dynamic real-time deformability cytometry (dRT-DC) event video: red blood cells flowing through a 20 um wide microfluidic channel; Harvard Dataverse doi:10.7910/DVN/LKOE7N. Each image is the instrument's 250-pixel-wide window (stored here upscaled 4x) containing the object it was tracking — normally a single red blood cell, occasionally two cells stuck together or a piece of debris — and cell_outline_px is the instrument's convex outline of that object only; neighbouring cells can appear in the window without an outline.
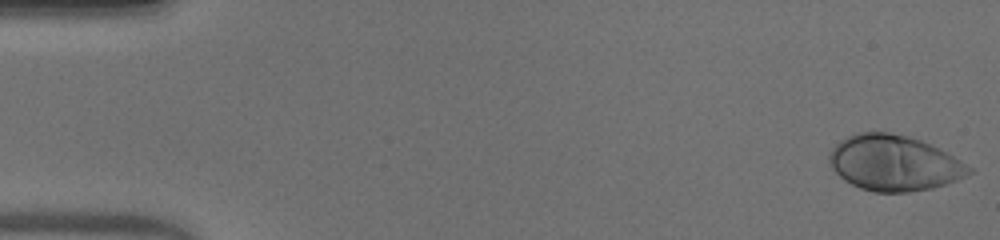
{"species": "human", "species_latin": "Homo sapiens", "temperature_condition": "warm", "stored_images_in_passage": 52, "camera_frame_rate_fps": 3000, "um_per_image_px": 0.085, "donor": {"sex": "male"}, "frame": {"image": 1, "passage_image": 1, "time_ms": 0.0, "image_size_px": [1000, 240], "cell_outline_px": [[976, 172], [968, 176], [948, 184], [932, 188], [908, 192], [876, 192], [860, 188], [844, 180], [832, 168], [828, 160], [828, 156], [832, 148], [840, 140], [856, 132], [888, 132], [908, 136], [932, 144], [960, 160], [972, 168]], "centroid_in_image_um": [76.02, 13.86], "position_along_channel_um": 9.0, "area_um2": 45.49}}
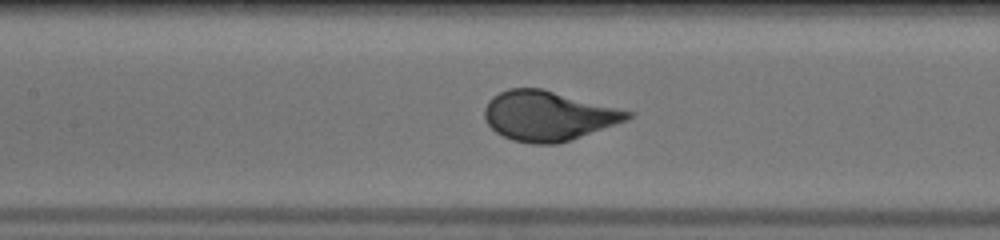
{"frame": {"image": 2, "passage_image": 24, "time_ms": 7.667, "image_size_px": [1000, 240], "cell_outline_px": [[636, 112], [628, 120], [556, 144], [532, 144], [512, 140], [496, 132], [484, 120], [484, 108], [488, 100], [492, 96], [508, 88], [540, 88]], "centroid_in_image_um": [46.57, 9.84], "position_along_channel_um": 160.8, "area_um2": 41.33}}
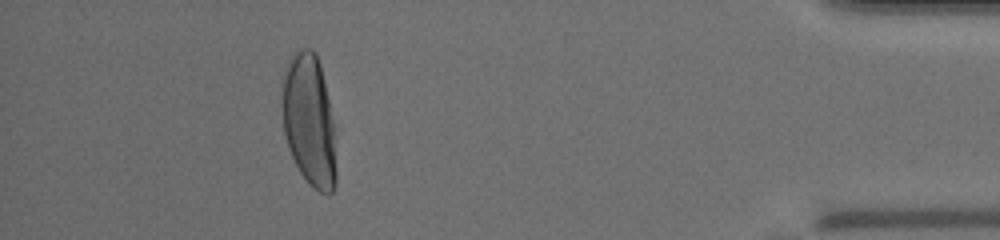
{"frame": {"image": 3, "passage_image": 47, "time_ms": 15.333, "image_size_px": [1000, 240], "cell_outline_px": [[336, 184], [332, 192], [328, 196], [312, 188], [308, 184], [300, 172], [288, 148], [284, 132], [280, 104], [284, 72], [288, 60], [292, 52], [300, 48], [312, 48], [316, 52], [320, 64], [336, 136]], "centroid_in_image_um": [26.27, 10.25], "position_along_channel_um": 408.9, "area_um2": 42.43}, "authors_computed_cell_mechanics": {"area_um2": 42.2518, "velocity_mm_per_s": 3.9254, "shape_relaxation_time_tau1_ms": 2.4709, "shape_relaxation_time_tau2_ms": null, "deformation_change_tau1": 0.1844, "deformation_change_tau2": null}}